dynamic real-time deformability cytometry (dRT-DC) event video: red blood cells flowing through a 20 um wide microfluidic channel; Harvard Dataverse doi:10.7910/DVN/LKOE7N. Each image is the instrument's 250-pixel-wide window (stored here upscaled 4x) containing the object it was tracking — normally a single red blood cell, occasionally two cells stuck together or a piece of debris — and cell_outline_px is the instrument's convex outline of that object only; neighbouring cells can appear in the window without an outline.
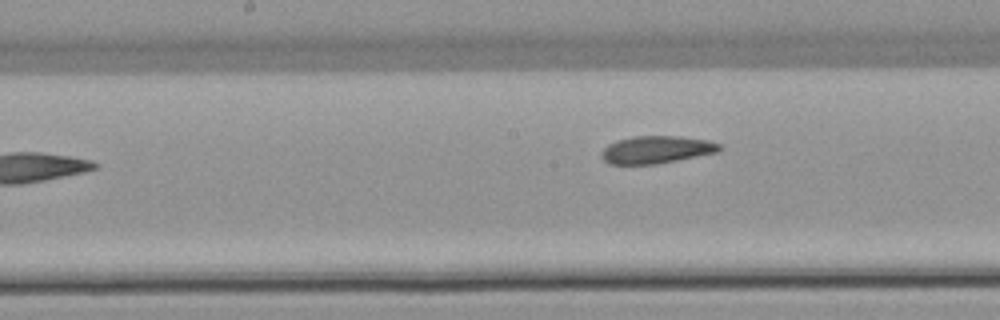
{"species": "common noctule bat (a hibernating species)", "species_latin": "Nyctalus noctula", "temperature_condition": "warm", "stored_images_in_passage": 9, "camera_frame_rate_fps": 3000, "um_per_image_px": 0.085, "animal": {"sex": "female", "body_mass_g": 22.7, "forearm_length_mm": 54.2}, "frame": {"image": 1, "passage_image": 9, "time_ms": 12.333, "image_size_px": [1000, 320], "cell_outline_px": [[720, 148], [716, 152], [656, 164], [608, 164], [600, 156], [600, 152], [608, 144], [616, 140], [632, 136], [680, 136], [708, 140], [720, 144]], "centroid_in_image_um": [55.73, 12.71], "position_along_channel_um": 192.5, "area_um2": 18.84}}